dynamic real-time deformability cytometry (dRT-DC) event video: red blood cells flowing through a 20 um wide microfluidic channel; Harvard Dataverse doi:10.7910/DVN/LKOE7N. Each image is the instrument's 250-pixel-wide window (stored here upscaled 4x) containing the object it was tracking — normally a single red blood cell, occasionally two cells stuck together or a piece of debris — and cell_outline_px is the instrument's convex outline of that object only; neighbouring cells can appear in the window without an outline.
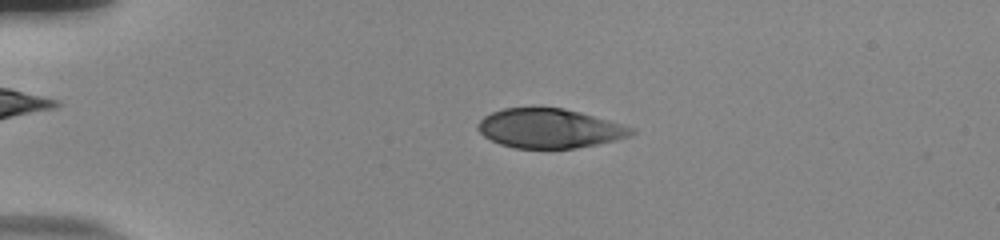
{"species": "human", "species_latin": "Homo sapiens", "temperature_condition": "room temperature", "stored_images_in_passage": 53, "camera_frame_rate_fps": 3000, "um_per_image_px": 0.085, "donor": {"sex": "male"}, "frame": {"image": 1, "passage_image": 12, "time_ms": 3.667, "image_size_px": [1000, 240], "cell_outline_px": [[636, 132], [628, 136], [596, 144], [576, 148], [516, 148], [500, 144], [484, 136], [476, 128], [476, 124], [484, 116], [492, 112], [504, 108], [564, 108], [580, 112], [624, 124], [636, 128]], "centroid_in_image_um": [46.7, 10.91], "position_along_channel_um": 38.3, "area_um2": 35.03}}
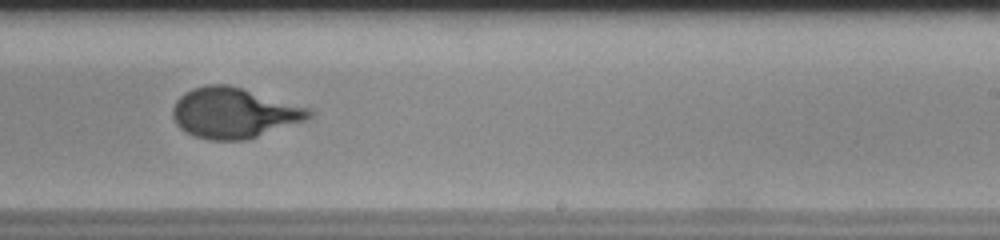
{"frame": {"image": 2, "passage_image": 34, "time_ms": 11.0, "image_size_px": [1000, 240], "cell_outline_px": [[312, 116], [304, 120], [248, 140], [208, 140], [196, 136], [180, 128], [176, 124], [172, 116], [172, 108], [176, 100], [184, 92], [192, 88], [208, 84], [228, 84], [312, 108]], "centroid_in_image_um": [19.87, 9.59], "position_along_channel_um": 269.1, "area_um2": 40.11}}
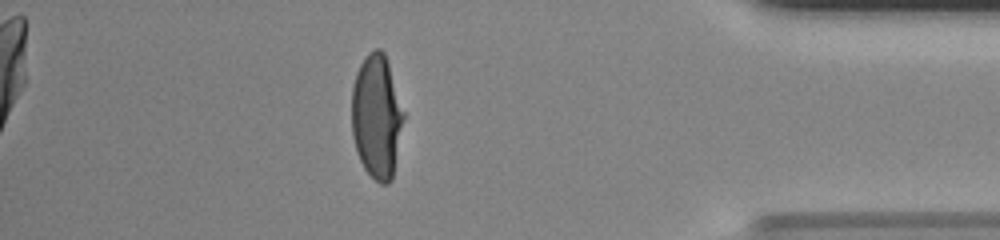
{"frame": {"image": 3, "passage_image": 47, "time_ms": 15.333, "image_size_px": [1000, 240], "cell_outline_px": [[404, 120], [392, 180], [388, 184], [380, 184], [364, 168], [360, 160], [352, 136], [352, 88], [356, 72], [364, 56], [368, 52], [376, 48], [380, 48], [384, 52], [404, 112]], "centroid_in_image_um": [32.01, 9.9], "position_along_channel_um": 403.2, "area_um2": 37.4}, "authors_computed_cell_mechanics": {"area_um2": 38.3792, "velocity_mm_per_s": 3.8151, "shape_relaxation_time_tau1_ms": 5.1292, "shape_relaxation_time_tau2_ms": null, "deformation_change_tau1": 0.2301, "deformation_change_tau2": null}}